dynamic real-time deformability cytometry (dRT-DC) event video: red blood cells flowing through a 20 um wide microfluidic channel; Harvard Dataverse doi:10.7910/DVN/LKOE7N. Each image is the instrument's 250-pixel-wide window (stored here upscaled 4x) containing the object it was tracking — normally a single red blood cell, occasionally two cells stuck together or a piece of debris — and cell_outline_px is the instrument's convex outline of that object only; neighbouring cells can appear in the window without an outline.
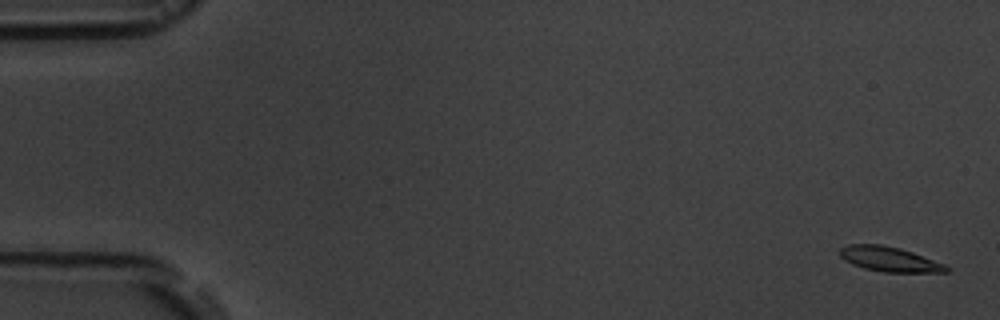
{"species": "common noctule bat (a hibernating species)", "species_latin": "Nyctalus noctula", "temperature_condition": "room temperature", "stored_images_in_passage": 6, "camera_frame_rate_fps": 3000, "um_per_image_px": 0.085, "animal": {"sex": "male", "body_mass_g": 19.5, "forearm_length_mm": 54.6}, "frame": {"image": 1, "passage_image": 1, "time_ms": 0.0, "image_size_px": [1000, 320], "cell_outline_px": [[952, 268], [948, 272], [884, 272], [864, 268], [852, 264], [844, 260], [840, 256], [840, 248], [848, 244], [880, 244], [900, 248], [912, 252], [944, 264]], "centroid_in_image_um": [75.6, 22.03], "position_along_channel_um": 9.4, "area_um2": 15.37}}
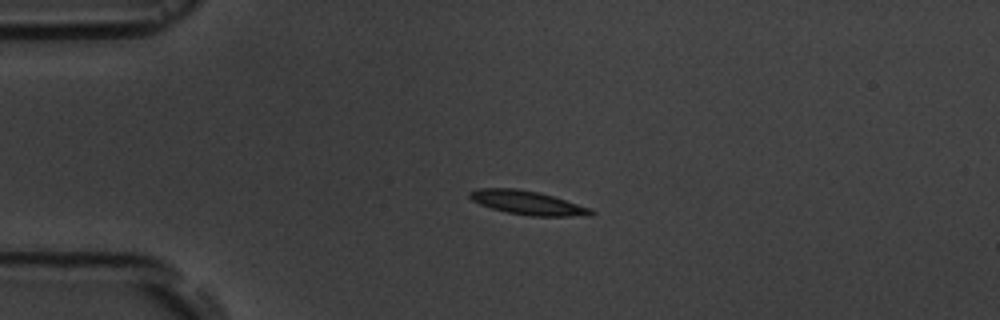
{"frame": {"image": 2, "passage_image": 4, "time_ms": 4.0, "image_size_px": [1000, 320], "cell_outline_px": [[596, 212], [592, 216], [532, 216], [508, 212], [492, 208], [480, 204], [472, 200], [468, 196], [468, 192], [476, 188], [516, 188], [540, 192], [592, 208]], "centroid_in_image_um": [44.87, 17.23], "position_along_channel_um": 40.1, "area_um2": 16.99}}
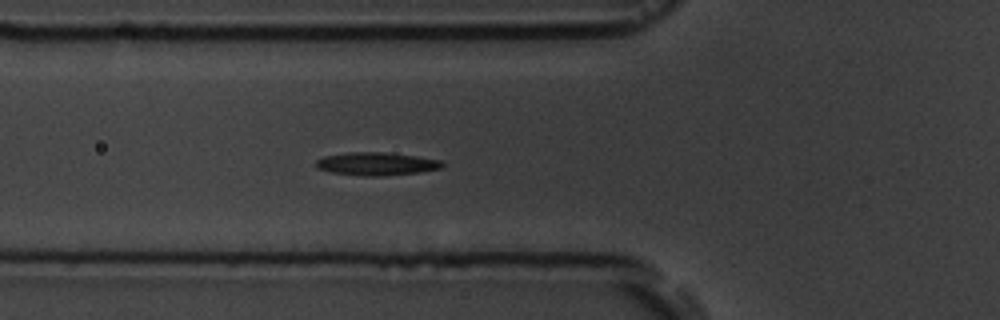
{"frame": {"image": 3, "passage_image": 6, "time_ms": 6.333, "image_size_px": [1000, 320], "cell_outline_px": [[444, 168], [420, 172], [380, 176], [364, 176], [332, 172], [316, 168], [316, 160], [324, 156], [348, 152], [384, 152], [416, 156], [440, 160], [444, 164]], "centroid_in_image_um": [32.01, 13.92], "position_along_channel_um": 93.8, "area_um2": 16.94}}